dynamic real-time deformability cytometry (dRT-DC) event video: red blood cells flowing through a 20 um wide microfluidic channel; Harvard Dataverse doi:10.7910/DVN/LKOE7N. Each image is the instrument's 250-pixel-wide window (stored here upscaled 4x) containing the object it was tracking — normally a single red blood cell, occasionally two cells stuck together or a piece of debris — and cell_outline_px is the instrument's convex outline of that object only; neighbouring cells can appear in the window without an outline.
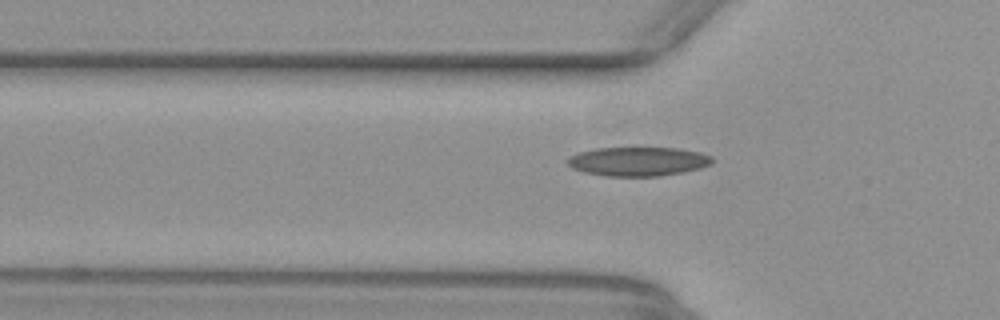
{"species": "common noctule bat (a hibernating species)", "species_latin": "Nyctalus noctula", "temperature_condition": "warm", "stored_images_in_passage": 39, "camera_frame_rate_fps": 3000, "um_per_image_px": 0.085, "animal": {"sex": "female", "body_mass_g": 29.2, "forearm_length_mm": 56.3}, "frame": {"image": 1, "passage_image": 9, "time_ms": 2.667, "image_size_px": [1000, 320], "cell_outline_px": [[712, 160], [708, 164], [700, 168], [680, 172], [656, 176], [604, 176], [584, 172], [572, 168], [564, 160], [568, 156], [580, 152], [596, 148], [680, 148], [700, 152], [712, 156]], "centroid_in_image_um": [54.17, 13.71], "position_along_channel_um": 71.6, "area_um2": 24.39}}
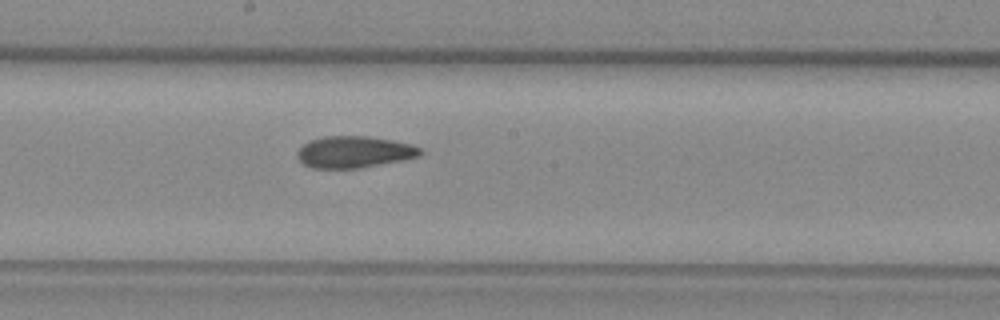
{"frame": {"image": 2, "passage_image": 20, "time_ms": 6.333, "image_size_px": [1000, 320], "cell_outline_px": [[424, 152], [420, 156], [360, 168], [312, 168], [304, 164], [300, 160], [296, 152], [304, 144], [312, 140], [324, 136], [368, 136], [412, 144], [420, 148]], "centroid_in_image_um": [30.11, 12.91], "position_along_channel_um": 218.1, "area_um2": 22.48}}
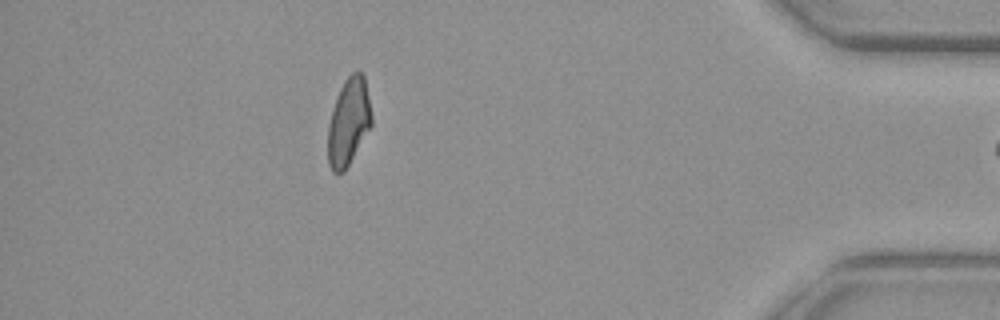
{"frame": {"image": 3, "passage_image": 38, "time_ms": 12.333, "image_size_px": [1000, 320], "cell_outline_px": [[372, 124], [344, 172], [332, 172], [328, 164], [328, 124], [332, 108], [336, 96], [344, 80], [352, 72], [360, 72], [364, 76], [372, 116]], "centroid_in_image_um": [29.61, 10.35], "position_along_channel_um": 405.6, "area_um2": 22.08}}